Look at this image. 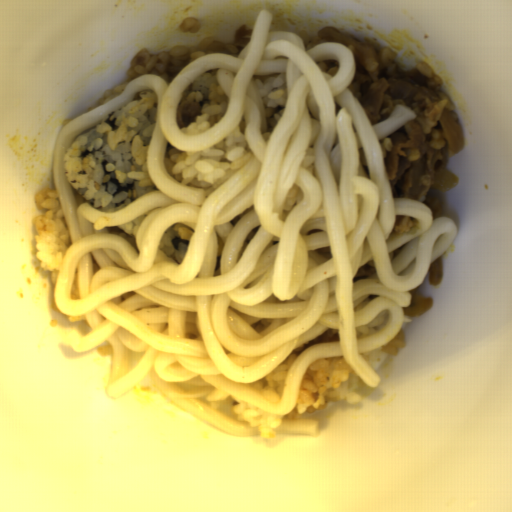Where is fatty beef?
I'll list each match as a JSON object with an SVG mask.
<instances>
[{"label":"fatty beef","mask_w":512,"mask_h":512,"mask_svg":"<svg viewBox=\"0 0 512 512\" xmlns=\"http://www.w3.org/2000/svg\"><path fill=\"white\" fill-rule=\"evenodd\" d=\"M319 34L325 43L339 42L355 57L347 89L358 99L371 126L387 121L399 104L415 113L380 141L387 177L393 197L420 201L433 218L442 216L439 203L427 192L447 161L465 146L453 102L423 71L402 69L393 52L373 41L343 34L334 26Z\"/></svg>","instance_id":"obj_1"},{"label":"fatty beef","mask_w":512,"mask_h":512,"mask_svg":"<svg viewBox=\"0 0 512 512\" xmlns=\"http://www.w3.org/2000/svg\"><path fill=\"white\" fill-rule=\"evenodd\" d=\"M316 64L321 71H325L331 76L338 71L339 62L332 58H326L324 60L316 62Z\"/></svg>","instance_id":"obj_2"}]
</instances>
